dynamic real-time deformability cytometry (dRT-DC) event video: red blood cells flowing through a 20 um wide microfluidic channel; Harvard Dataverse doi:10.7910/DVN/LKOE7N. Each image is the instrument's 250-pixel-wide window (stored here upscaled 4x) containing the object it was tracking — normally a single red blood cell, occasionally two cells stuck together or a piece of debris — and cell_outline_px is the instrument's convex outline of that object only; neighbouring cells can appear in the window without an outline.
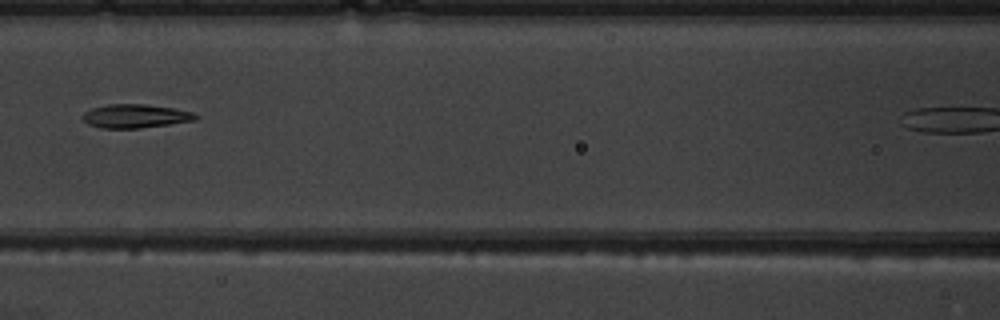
{"species": "common noctule bat (a hibernating species)", "species_latin": "Nyctalus noctula", "temperature_condition": "warm", "stored_images_in_passage": 8, "camera_frame_rate_fps": 3000, "um_per_image_px": 0.085, "animal": {"sex": "male", "body_mass_g": 19.5, "forearm_length_mm": 54.6}, "frame": {"image": 1, "passage_image": 6, "time_ms": 6.0, "image_size_px": [1000, 320], "cell_outline_px": [[200, 116], [196, 120], [140, 128], [100, 128], [88, 124], [80, 116], [84, 112], [92, 108], [108, 104], [144, 104], [172, 108], [192, 112]], "centroid_in_image_um": [11.48, 9.87], "position_along_channel_um": 155.1, "area_um2": 15.55}}
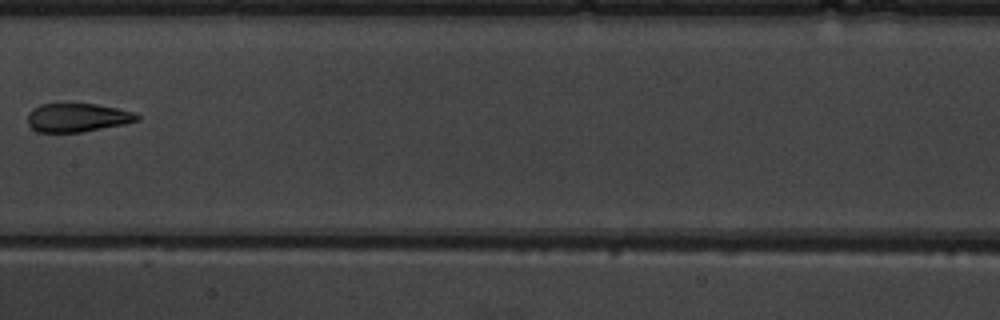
{"frame": {"image": 2, "passage_image": 8, "time_ms": 9.0, "image_size_px": [1000, 320], "cell_outline_px": [[140, 120], [124, 124], [80, 132], [36, 132], [28, 124], [28, 112], [32, 108], [40, 104], [96, 104], [116, 108], [132, 112], [140, 116]], "centroid_in_image_um": [6.55, 9.99], "position_along_channel_um": 200.9, "area_um2": 18.15}}